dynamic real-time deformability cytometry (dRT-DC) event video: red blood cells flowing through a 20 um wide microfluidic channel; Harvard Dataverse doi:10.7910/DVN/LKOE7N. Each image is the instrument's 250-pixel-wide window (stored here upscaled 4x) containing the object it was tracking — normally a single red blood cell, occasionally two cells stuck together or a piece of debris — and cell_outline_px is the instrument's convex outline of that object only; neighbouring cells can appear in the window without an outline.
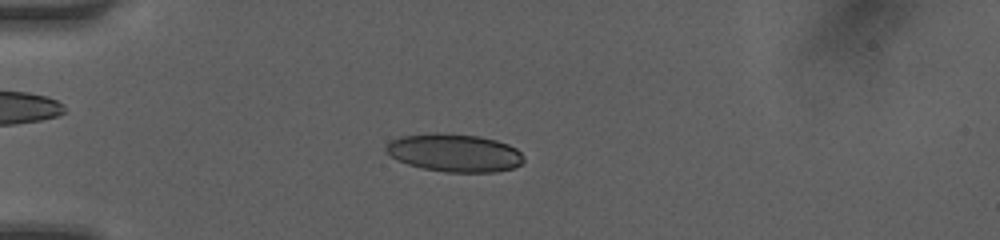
{"species": "human", "species_latin": "Homo sapiens", "temperature_condition": "room temperature", "stored_images_in_passage": 50, "camera_frame_rate_fps": 3000, "um_per_image_px": 0.085, "donor": {"sex": "female"}, "frame": {"image": 1, "passage_image": 15, "time_ms": 4.667, "image_size_px": [1000, 240], "cell_outline_px": [[524, 160], [520, 164], [512, 168], [496, 172], [444, 172], [424, 168], [408, 164], [392, 156], [384, 148], [392, 140], [400, 136], [436, 132], [480, 136], [496, 140], [508, 144], [516, 148], [524, 156]], "centroid_in_image_um": [38.66, 12.98], "position_along_channel_um": 46.3, "area_um2": 30.35}}
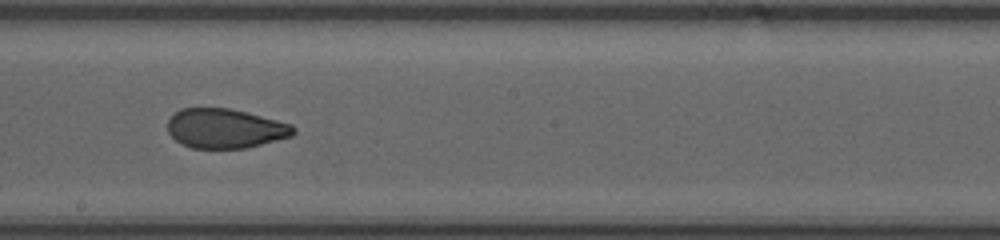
{"frame": {"image": 2, "passage_image": 30, "time_ms": 9.667, "image_size_px": [1000, 240], "cell_outline_px": [[296, 132], [292, 136], [244, 148], [192, 148], [180, 144], [168, 132], [168, 120], [180, 108], [228, 108], [292, 124], [296, 128]], "centroid_in_image_um": [19.12, 10.92], "position_along_channel_um": 229.1, "area_um2": 28.73}}
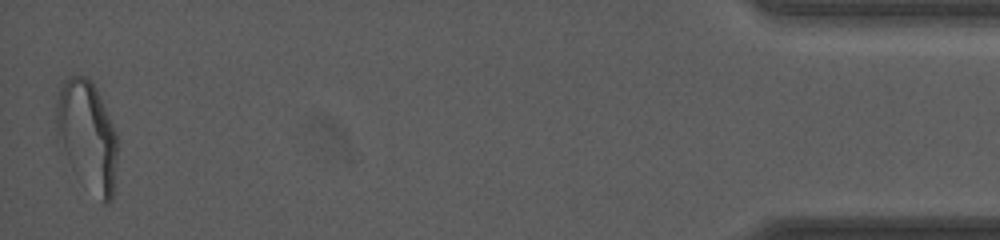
{"frame": {"image": 3, "passage_image": 50, "time_ms": 16.333, "image_size_px": [1000, 240], "cell_outline_px": [[116, 156], [112, 200], [108, 204], [104, 204], [68, 160], [56, 136], [56, 100], [60, 80], [68, 76], [84, 76], [92, 80], [96, 88], [116, 132]], "centroid_in_image_um": [7.38, 11.4], "position_along_channel_um": 427.8, "area_um2": 38.32}, "authors_computed_cell_mechanics": {"area_um2": 30.0271, "velocity_mm_per_s": 4.217, "shape_relaxation_time_tau1_ms": null, "shape_relaxation_time_tau2_ms": 1.2368, "deformation_change_tau1": null, "deformation_change_tau2": 0.0624}}